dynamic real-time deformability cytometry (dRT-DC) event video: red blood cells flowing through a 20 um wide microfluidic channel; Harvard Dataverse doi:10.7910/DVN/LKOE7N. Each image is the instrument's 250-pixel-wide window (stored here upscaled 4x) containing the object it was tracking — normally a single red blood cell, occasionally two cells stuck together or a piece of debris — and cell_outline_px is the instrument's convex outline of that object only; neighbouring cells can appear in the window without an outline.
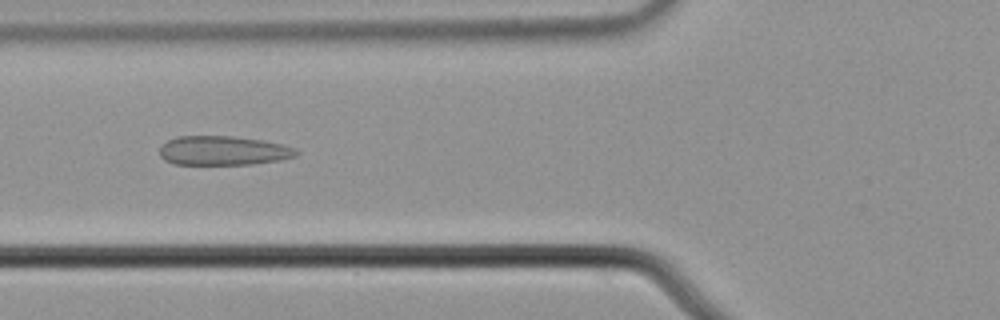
{"species": "common noctule bat (a hibernating species)", "species_latin": "Nyctalus noctula", "temperature_condition": "cold", "stored_images_in_passage": 55, "camera_frame_rate_fps": 3000, "um_per_image_px": 0.085, "animal": {"sex": "male", "body_mass_g": 21.5, "forearm_length_mm": 52.0}, "frame": {"image": 1, "passage_image": 21, "time_ms": 6.667, "image_size_px": [1000, 320], "cell_outline_px": [[300, 152], [296, 156], [280, 160], [252, 164], [176, 164], [164, 160], [160, 156], [160, 148], [168, 140], [176, 136], [232, 136], [264, 140], [284, 144], [296, 148]], "centroid_in_image_um": [19.02, 12.8], "position_along_channel_um": 106.8, "area_um2": 23.41}}
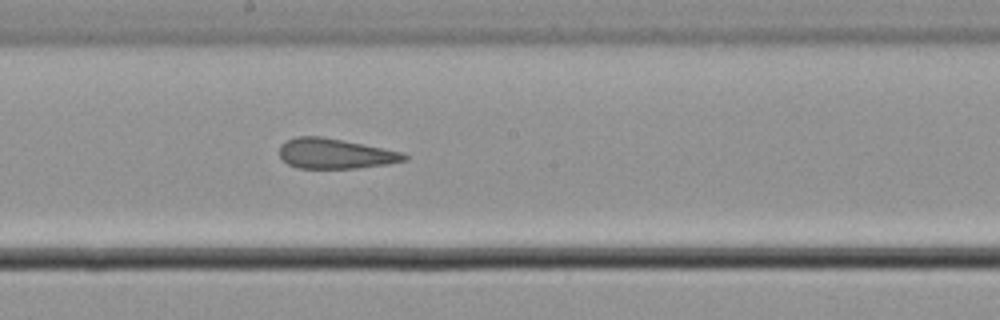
{"frame": {"image": 2, "passage_image": 30, "time_ms": 9.667, "image_size_px": [1000, 320], "cell_outline_px": [[408, 160], [388, 164], [356, 168], [296, 168], [288, 164], [280, 156], [280, 144], [296, 136], [320, 136], [400, 152], [408, 156]], "centroid_in_image_um": [28.45, 13.07], "position_along_channel_um": 219.7, "area_um2": 21.56}}
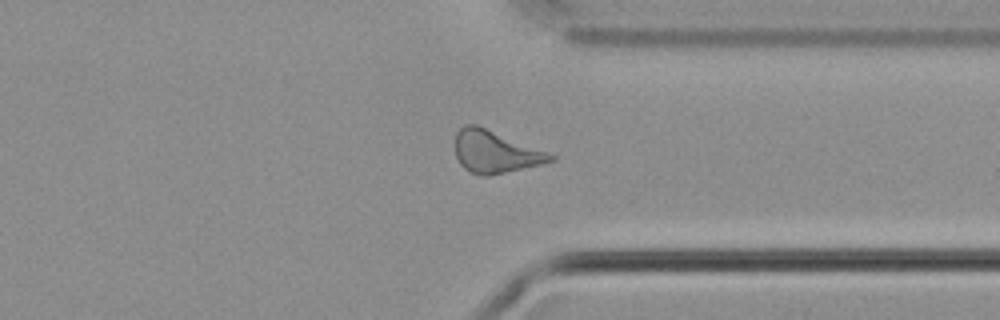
{"frame": {"image": 3, "passage_image": 42, "time_ms": 13.667, "image_size_px": [1000, 320], "cell_outline_px": [[556, 160], [540, 164], [488, 176], [480, 176], [468, 172], [460, 164], [456, 156], [456, 132], [464, 124], [476, 124], [548, 152], [556, 156]], "centroid_in_image_um": [42.07, 12.91], "position_along_channel_um": 369.3, "area_um2": 23.35}, "authors_computed_cell_mechanics": {"area_um2": 23.8714, "velocity_mm_per_s": 3.7537, "shape_relaxation_time_tau1_ms": null, "shape_relaxation_time_tau2_ms": 1.2935, "deformation_change_tau1": null, "deformation_change_tau2": 0.0836}}